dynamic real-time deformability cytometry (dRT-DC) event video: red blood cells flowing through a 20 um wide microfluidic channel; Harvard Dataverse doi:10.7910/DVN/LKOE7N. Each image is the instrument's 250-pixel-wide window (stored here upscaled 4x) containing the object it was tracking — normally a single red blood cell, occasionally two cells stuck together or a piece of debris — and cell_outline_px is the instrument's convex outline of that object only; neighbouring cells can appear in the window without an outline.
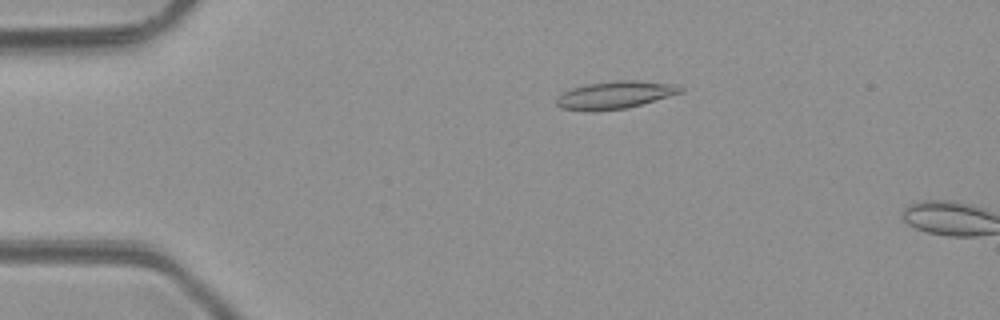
{"species": "common noctule bat (a hibernating species)", "species_latin": "Nyctalus noctula", "temperature_condition": "room temperature", "stored_images_in_passage": 3, "camera_frame_rate_fps": 3000, "um_per_image_px": 0.085, "animal": {"sex": "male", "body_mass_g": 23.1, "forearm_length_mm": 52.7}, "frame": {"image": 1, "passage_image": 2, "time_ms": 1.333, "image_size_px": [1000, 320], "cell_outline_px": [[684, 92], [640, 104], [624, 108], [560, 108], [556, 104], [556, 96], [572, 88], [588, 84], [616, 80], [636, 80], [680, 84], [684, 88]], "centroid_in_image_um": [52.39, 8.0], "position_along_channel_um": 32.6, "area_um2": 19.13}}